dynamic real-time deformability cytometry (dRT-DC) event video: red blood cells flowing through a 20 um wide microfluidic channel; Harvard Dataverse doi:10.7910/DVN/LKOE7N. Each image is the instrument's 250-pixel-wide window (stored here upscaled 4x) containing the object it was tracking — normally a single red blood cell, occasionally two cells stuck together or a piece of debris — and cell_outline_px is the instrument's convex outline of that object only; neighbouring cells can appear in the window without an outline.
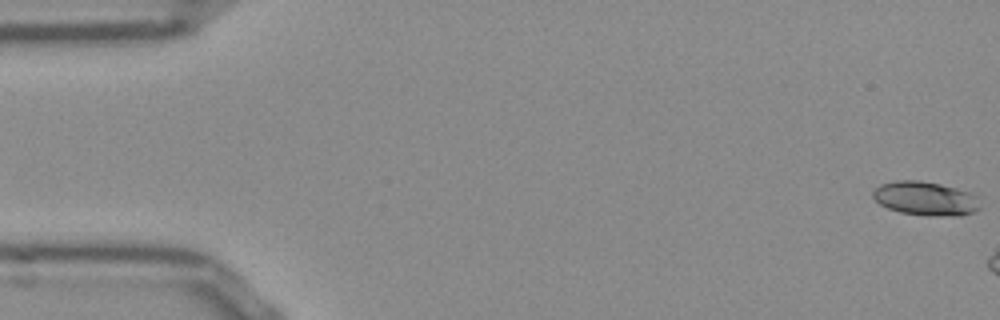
{"species": "Egyptian fruit bat (a non-hibernating species)", "species_latin": "Rousettus aegyptiacus", "temperature_condition": "room temperature", "stored_images_in_passage": 6, "camera_frame_rate_fps": 3000, "um_per_image_px": 0.085, "frame": {"image": 1, "passage_image": 1, "time_ms": 0.0, "image_size_px": [1000, 320], "cell_outline_px": [[980, 208], [972, 212], [960, 216], [928, 216], [900, 212], [888, 208], [880, 204], [872, 196], [872, 192], [880, 184], [896, 180], [920, 180], [940, 184], [956, 188], [968, 192], [976, 196]], "centroid_in_image_um": [78.64, 16.87], "position_along_channel_um": 6.4, "area_um2": 21.15}}